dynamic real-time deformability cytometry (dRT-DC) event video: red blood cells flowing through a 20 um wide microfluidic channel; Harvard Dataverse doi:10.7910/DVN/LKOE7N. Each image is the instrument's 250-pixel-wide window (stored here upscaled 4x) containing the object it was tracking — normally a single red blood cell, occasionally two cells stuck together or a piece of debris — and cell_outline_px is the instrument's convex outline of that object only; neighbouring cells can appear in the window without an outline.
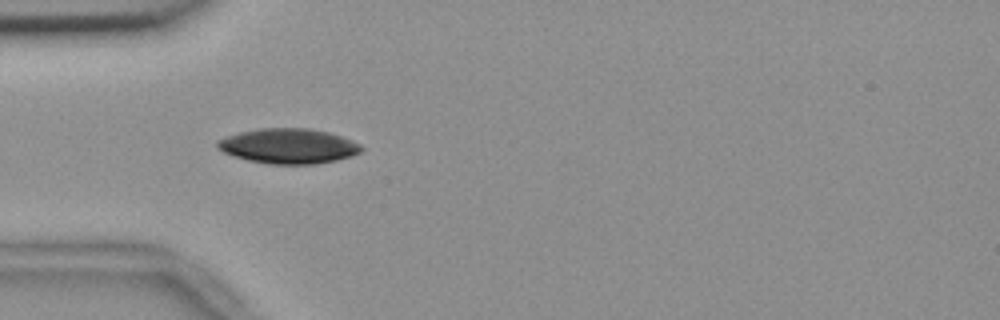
{"species": "common noctule bat (a hibernating species)", "species_latin": "Nyctalus noctula", "temperature_condition": "room temperature", "stored_images_in_passage": 29, "camera_frame_rate_fps": 3000, "um_per_image_px": 0.085, "animal": {"sex": "female", "body_mass_g": 18.4}, "frame": {"image": 1, "passage_image": 6, "time_ms": 1.667, "image_size_px": [1000, 320], "cell_outline_px": [[364, 148], [360, 152], [352, 156], [336, 160], [316, 164], [268, 164], [248, 160], [224, 152], [216, 148], [216, 140], [224, 136], [240, 132], [260, 128], [308, 128], [328, 132], [352, 140], [360, 144]], "centroid_in_image_um": [24.5, 12.41], "position_along_channel_um": 60.5, "area_um2": 29.48}}
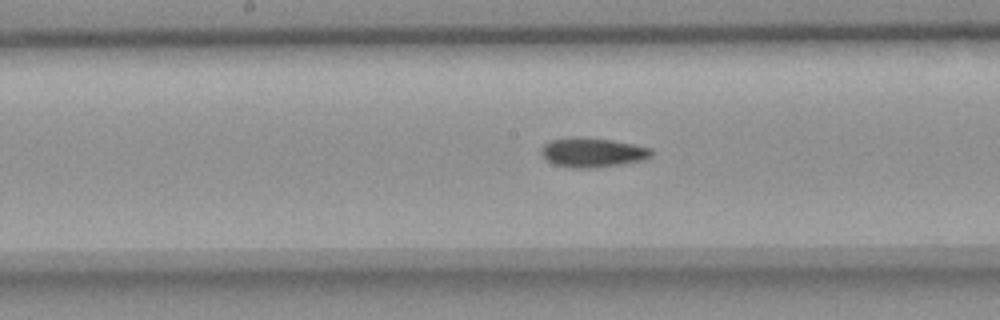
{"frame": {"image": 2, "passage_image": 14, "time_ms": 4.333, "image_size_px": [1000, 320], "cell_outline_px": [[652, 156], [644, 160], [620, 164], [592, 168], [568, 168], [552, 164], [544, 160], [540, 152], [540, 148], [544, 144], [552, 140], [572, 136], [612, 140], [652, 148]], "centroid_in_image_um": [50.31, 12.97], "position_along_channel_um": 197.9, "area_um2": 19.13}}
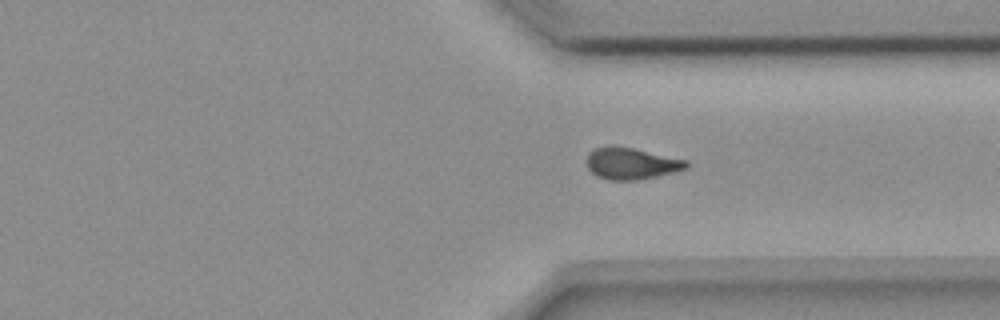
{"frame": {"image": 3, "passage_image": 27, "time_ms": 8.667, "image_size_px": [1000, 320], "cell_outline_px": [[688, 168], [676, 172], [636, 180], [608, 180], [596, 176], [588, 168], [588, 152], [596, 148], [632, 148], [688, 160]], "centroid_in_image_um": [53.71, 13.93], "position_along_channel_um": 357.7, "area_um2": 17.92}}